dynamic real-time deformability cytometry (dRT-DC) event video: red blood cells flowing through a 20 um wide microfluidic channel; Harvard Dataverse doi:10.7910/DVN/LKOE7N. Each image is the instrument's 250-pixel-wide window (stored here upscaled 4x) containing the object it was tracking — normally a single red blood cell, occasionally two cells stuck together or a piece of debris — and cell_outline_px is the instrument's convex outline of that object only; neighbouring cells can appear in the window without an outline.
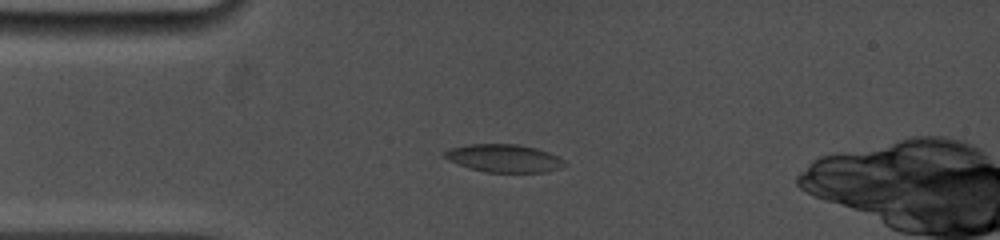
{"species": "common noctule bat (a hibernating species)", "species_latin": "Nyctalus noctula", "temperature_condition": "cold", "stored_images_in_passage": 7, "camera_frame_rate_fps": 5000, "um_per_image_px": 0.085, "animal": {"sex": "female", "body_mass_g": 19.0, "forearm_length_mm": 53.3}, "frame": {"image": 1, "passage_image": 5, "time_ms": 3.8, "image_size_px": [1000, 240], "cell_outline_px": [[568, 164], [560, 168], [544, 172], [484, 172], [448, 160], [440, 156], [440, 152], [452, 148], [468, 144], [516, 144], [536, 148], [548, 152], [564, 160]], "centroid_in_image_um": [42.81, 13.44], "position_along_channel_um": 42.2, "area_um2": 19.48}}
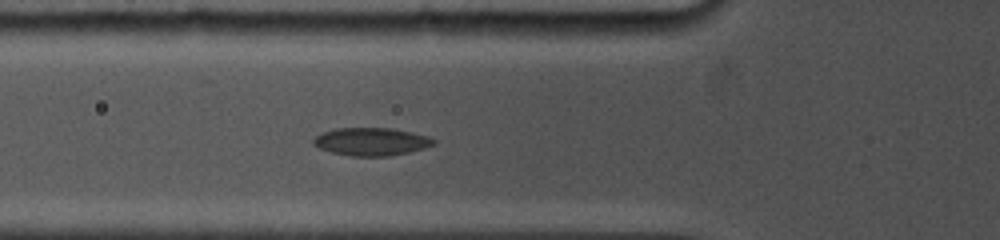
{"frame": {"image": 2, "passage_image": 7, "time_ms": 5.6, "image_size_px": [1000, 240], "cell_outline_px": [[436, 144], [424, 148], [408, 152], [388, 156], [352, 156], [332, 152], [320, 148], [312, 144], [312, 140], [320, 132], [336, 128], [392, 128], [412, 132], [428, 136], [436, 140]], "centroid_in_image_um": [31.55, 12.03], "position_along_channel_um": 94.2, "area_um2": 19.59}}